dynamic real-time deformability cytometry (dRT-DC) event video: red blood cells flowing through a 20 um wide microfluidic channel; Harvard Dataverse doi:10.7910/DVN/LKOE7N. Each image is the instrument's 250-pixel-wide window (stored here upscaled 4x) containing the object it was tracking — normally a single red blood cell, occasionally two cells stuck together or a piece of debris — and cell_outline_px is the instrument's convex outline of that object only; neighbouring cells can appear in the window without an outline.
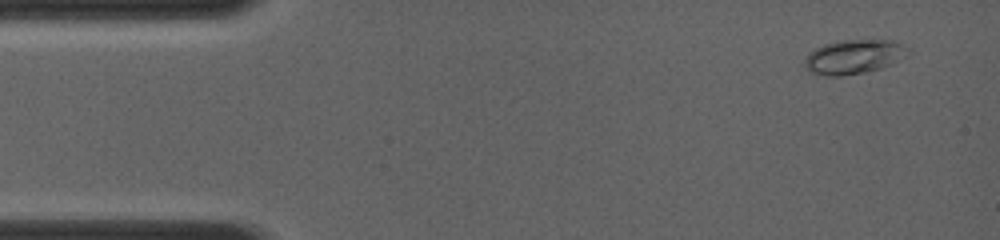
{"species": "common noctule bat (a hibernating species)", "species_latin": "Nyctalus noctula", "temperature_condition": "room temperature", "stored_images_in_passage": 35, "camera_frame_rate_fps": 4000, "um_per_image_px": 0.085, "animal": {"sex": "female", "body_mass_g": 19.0, "forearm_length_mm": 56.7}, "frame": {"image": 1, "passage_image": 6, "time_ms": 0.75, "image_size_px": [1000, 240], "cell_outline_px": [[912, 52], [880, 68], [864, 72], [840, 76], [828, 76], [808, 72], [804, 64], [804, 60], [808, 52], [824, 44], [844, 40], [892, 40], [908, 48]], "centroid_in_image_um": [72.52, 4.82], "position_along_channel_um": 12.5, "area_um2": 20.4}}
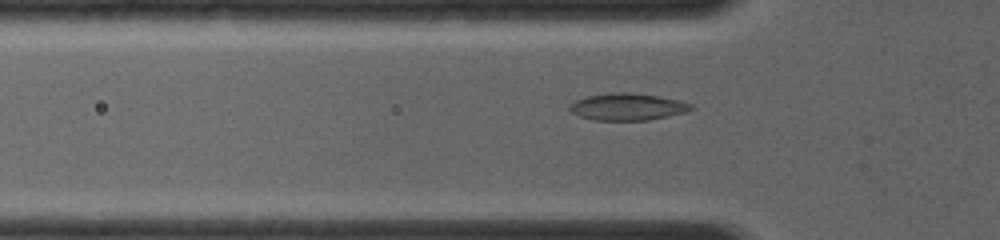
{"frame": {"image": 2, "passage_image": 29, "time_ms": 4.25, "image_size_px": [1000, 240], "cell_outline_px": [[696, 108], [688, 112], [648, 120], [592, 120], [580, 116], [572, 112], [568, 108], [568, 104], [576, 100], [588, 96], [612, 92], [632, 92], [660, 96], [680, 100], [692, 104]], "centroid_in_image_um": [53.38, 9.07], "position_along_channel_um": 72.4, "area_um2": 19.36}}
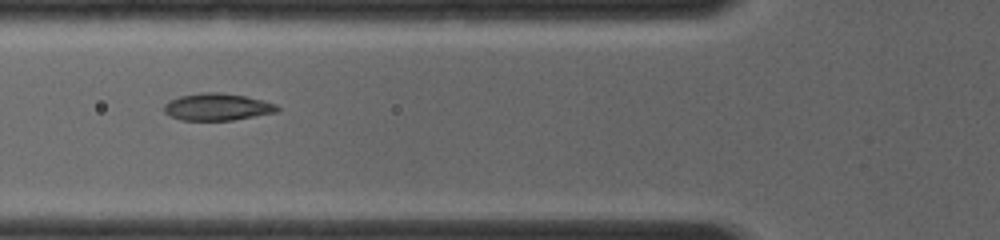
{"frame": {"image": 3, "passage_image": 34, "time_ms": 5.0, "image_size_px": [1000, 240], "cell_outline_px": [[280, 112], [232, 120], [180, 120], [164, 112], [164, 104], [168, 100], [180, 96], [200, 92], [220, 92], [244, 96], [276, 104], [280, 108]], "centroid_in_image_um": [18.47, 9.09], "position_along_channel_um": 107.3, "area_um2": 17.92}}